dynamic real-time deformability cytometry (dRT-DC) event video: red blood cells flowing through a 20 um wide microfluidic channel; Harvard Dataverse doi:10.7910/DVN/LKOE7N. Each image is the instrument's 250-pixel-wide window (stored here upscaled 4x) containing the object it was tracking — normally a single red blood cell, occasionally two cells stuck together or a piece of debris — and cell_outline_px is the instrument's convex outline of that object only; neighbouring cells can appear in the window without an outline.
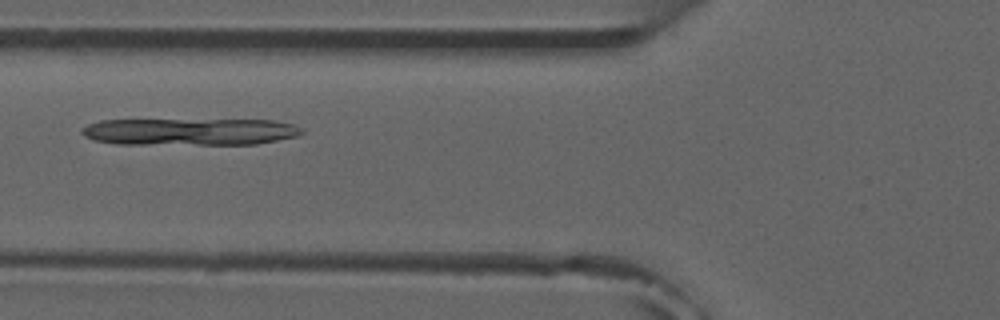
{"species": "common noctule bat (a hibernating species)", "species_latin": "Nyctalus noctula", "temperature_condition": "room temperature", "stored_images_in_passage": 4, "camera_frame_rate_fps": 3000, "um_per_image_px": 0.085, "animal": {"sex": "male", "forearm_length_mm": 52.5}, "frame": {"image": 1, "passage_image": 3, "time_ms": 3.333, "image_size_px": [1000, 320], "cell_outline_px": [[304, 132], [296, 136], [256, 144], [116, 144], [96, 140], [84, 136], [80, 132], [80, 128], [88, 124], [100, 120], [272, 120], [292, 124], [300, 128]], "centroid_in_image_um": [16.08, 11.19], "position_along_channel_um": 109.7, "area_um2": 34.56}}
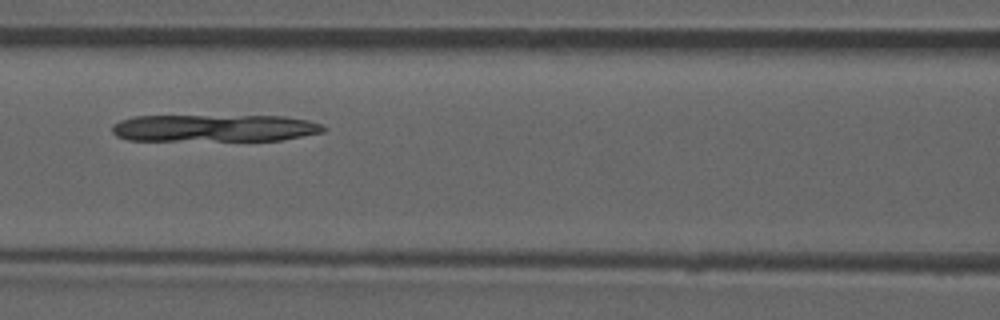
{"frame": {"image": 2, "passage_image": 4, "time_ms": 4.333, "image_size_px": [1000, 320], "cell_outline_px": [[328, 128], [324, 132], [280, 140], [128, 140], [116, 136], [112, 132], [112, 124], [120, 120], [132, 116], [284, 116], [308, 120], [320, 124]], "centroid_in_image_um": [18.21, 10.88], "position_along_channel_um": 148.4, "area_um2": 33.58}}